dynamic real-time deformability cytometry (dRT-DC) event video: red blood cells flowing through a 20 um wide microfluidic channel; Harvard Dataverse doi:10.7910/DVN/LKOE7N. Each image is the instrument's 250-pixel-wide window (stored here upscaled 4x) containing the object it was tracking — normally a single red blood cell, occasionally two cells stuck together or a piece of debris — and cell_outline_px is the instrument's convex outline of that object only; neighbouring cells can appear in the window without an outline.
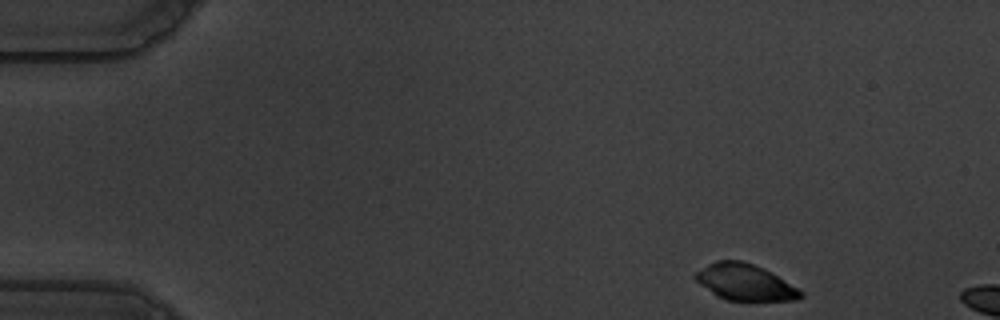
{"species": "common noctule bat (a hibernating species)", "species_latin": "Nyctalus noctula", "temperature_condition": "warm", "stored_images_in_passage": 13, "camera_frame_rate_fps": 3000, "um_per_image_px": 0.085, "animal": {"sex": "male", "body_mass_g": 19.5, "forearm_length_mm": 54.6}, "frame": {"image": 1, "passage_image": 1, "time_ms": 0.0, "image_size_px": [1000, 320], "cell_outline_px": [[804, 296], [796, 300], [748, 304], [728, 300], [716, 296], [700, 284], [692, 276], [692, 272], [716, 260], [740, 260], [764, 268], [804, 292]], "centroid_in_image_um": [63.32, 24.05], "position_along_channel_um": 21.7, "area_um2": 23.24}}
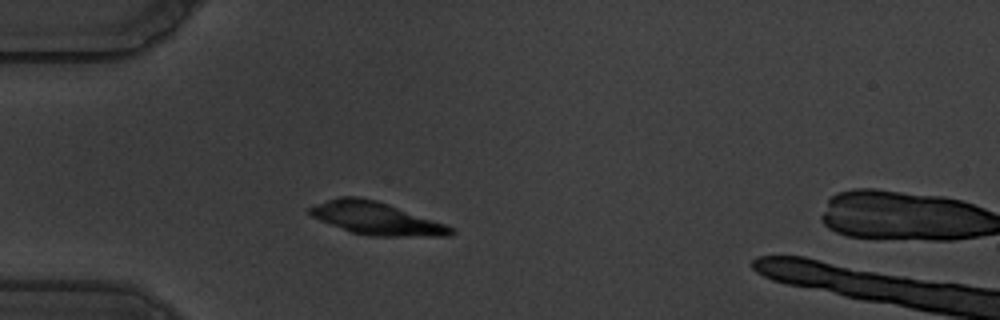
{"frame": {"image": 2, "passage_image": 11, "time_ms": 3.333, "image_size_px": [1000, 320], "cell_outline_px": [[456, 232], [452, 236], [368, 236], [352, 232], [320, 220], [312, 216], [308, 212], [308, 208], [328, 200], [340, 196], [356, 196], [376, 200], [388, 204], [444, 224], [452, 228]], "centroid_in_image_um": [31.98, 18.57], "position_along_channel_um": 53.0, "area_um2": 26.36}}